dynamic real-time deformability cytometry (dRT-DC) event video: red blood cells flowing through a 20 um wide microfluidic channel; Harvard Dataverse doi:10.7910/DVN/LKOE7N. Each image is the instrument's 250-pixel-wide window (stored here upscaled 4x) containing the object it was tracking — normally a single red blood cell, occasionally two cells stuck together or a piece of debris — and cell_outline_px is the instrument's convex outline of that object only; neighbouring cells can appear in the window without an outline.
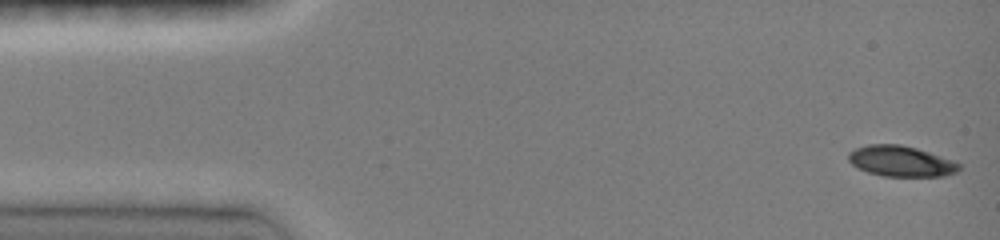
{"species": "common noctule bat (a hibernating species)", "species_latin": "Nyctalus noctula", "temperature_condition": "room temperature", "stored_images_in_passage": 68, "camera_frame_rate_fps": 3000, "um_per_image_px": 0.085, "animal": {"sex": "female", "body_mass_g": 19.0, "forearm_length_mm": 51.5}, "frame": {"image": 1, "passage_image": 1, "time_ms": 0.0, "image_size_px": [1000, 240], "cell_outline_px": [[960, 168], [956, 172], [944, 176], [884, 176], [868, 172], [856, 168], [848, 160], [848, 152], [856, 148], [868, 144], [900, 144], [916, 148], [952, 160], [960, 164]], "centroid_in_image_um": [76.54, 13.7], "position_along_channel_um": 8.5, "area_um2": 19.71}}
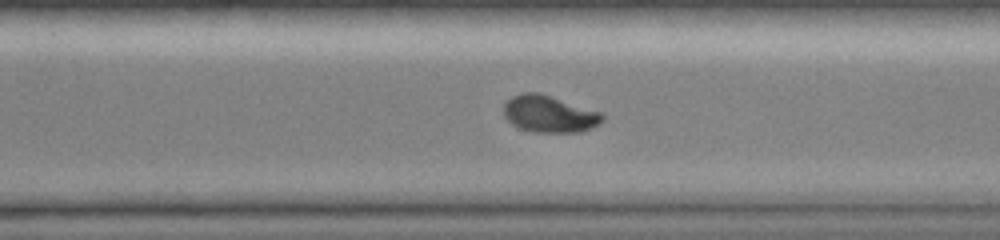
{"frame": {"image": 2, "passage_image": 50, "time_ms": 10.667, "image_size_px": [1000, 240], "cell_outline_px": [[604, 120], [600, 124], [580, 132], [536, 132], [520, 128], [512, 124], [504, 116], [504, 104], [512, 96], [520, 92], [540, 92], [604, 112]], "centroid_in_image_um": [46.73, 9.67], "position_along_channel_um": 323.9, "area_um2": 21.56}}
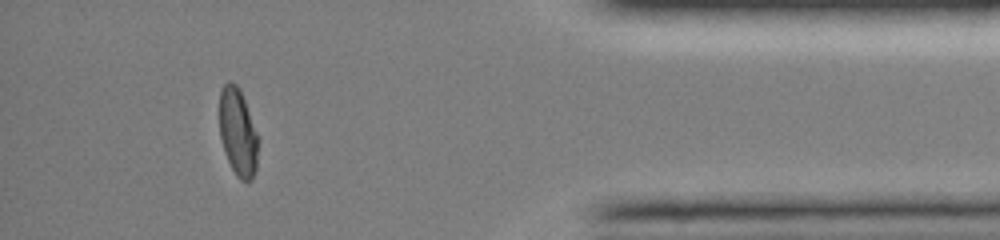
{"frame": {"image": 3, "passage_image": 61, "time_ms": 13.667, "image_size_px": [1000, 240], "cell_outline_px": [[256, 168], [252, 180], [240, 180], [236, 176], [224, 152], [220, 136], [220, 88], [228, 80], [232, 80], [240, 88], [256, 132]], "centroid_in_image_um": [20.18, 11.2], "position_along_channel_um": 415.0, "area_um2": 19.42}, "authors_computed_cell_mechanics": {"area_um2": 21.4438, "velocity_mm_per_s": 4.0538, "shape_relaxation_time_tau1_ms": 5.306, "shape_relaxation_time_tau2_ms": 2.4068, "deformation_change_tau1": 0.2187, "deformation_change_tau2": 0.0265}}